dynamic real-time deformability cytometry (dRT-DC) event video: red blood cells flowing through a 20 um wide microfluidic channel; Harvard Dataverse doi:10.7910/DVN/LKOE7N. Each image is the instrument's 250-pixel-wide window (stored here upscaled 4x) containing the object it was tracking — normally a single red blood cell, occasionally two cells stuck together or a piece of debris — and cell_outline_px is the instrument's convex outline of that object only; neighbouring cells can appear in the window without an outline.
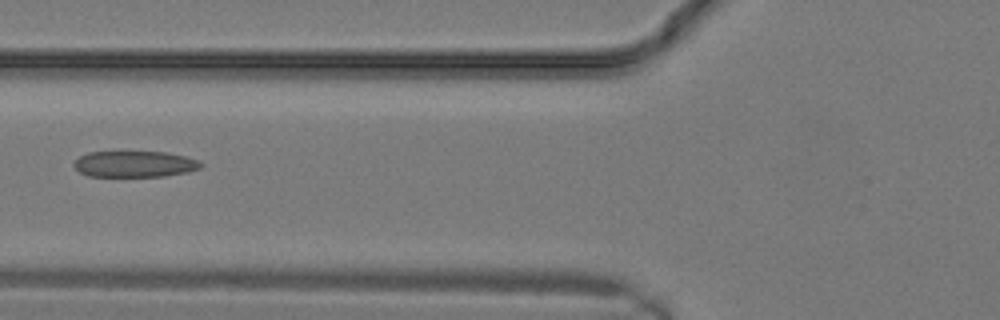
{"species": "common noctule bat (a hibernating species)", "species_latin": "Nyctalus noctula", "temperature_condition": "warm", "stored_images_in_passage": 14, "camera_frame_rate_fps": 3000, "um_per_image_px": 0.085, "animal": {"sex": "male", "body_mass_g": 19.2, "forearm_length_mm": 51.8}, "frame": {"image": 1, "passage_image": 10, "time_ms": 3.0, "image_size_px": [1000, 320], "cell_outline_px": [[204, 164], [200, 168], [188, 172], [164, 176], [88, 176], [80, 172], [72, 164], [80, 156], [88, 152], [164, 152], [184, 156], [200, 160]], "centroid_in_image_um": [11.47, 13.94], "position_along_channel_um": 114.3, "area_um2": 19.31}}
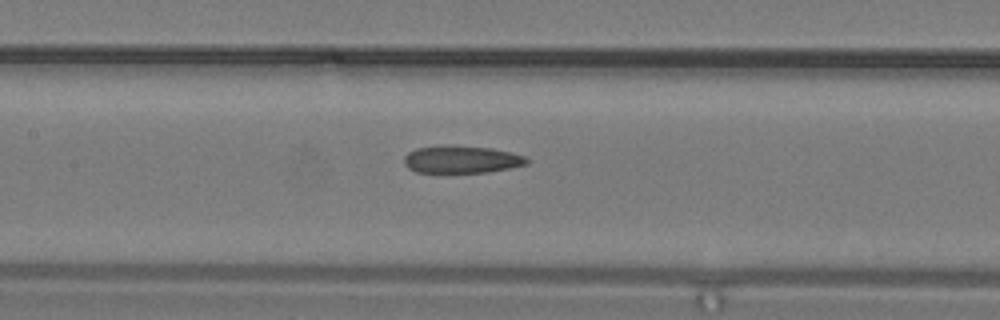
{"frame": {"image": 2, "passage_image": 12, "time_ms": 3.667, "image_size_px": [1000, 320], "cell_outline_px": [[528, 164], [488, 172], [416, 172], [408, 168], [404, 164], [404, 156], [408, 152], [416, 148], [492, 148], [524, 156], [528, 160]], "centroid_in_image_um": [39.23, 13.6], "position_along_channel_um": 168.2, "area_um2": 18.55}}
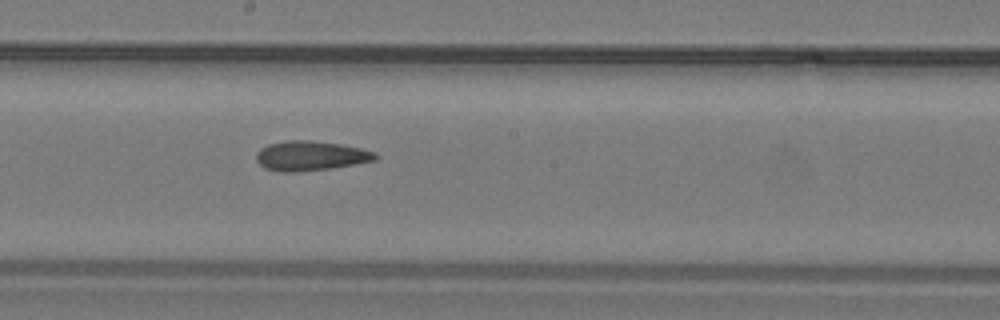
{"frame": {"image": 3, "passage_image": 14, "time_ms": 4.333, "image_size_px": [1000, 320], "cell_outline_px": [[380, 156], [376, 160], [332, 168], [296, 172], [280, 172], [264, 168], [256, 160], [256, 152], [260, 148], [268, 144], [284, 140], [308, 140], [340, 144], [360, 148], [376, 152]], "centroid_in_image_um": [26.38, 13.24], "position_along_channel_um": 221.8, "area_um2": 20.75}}